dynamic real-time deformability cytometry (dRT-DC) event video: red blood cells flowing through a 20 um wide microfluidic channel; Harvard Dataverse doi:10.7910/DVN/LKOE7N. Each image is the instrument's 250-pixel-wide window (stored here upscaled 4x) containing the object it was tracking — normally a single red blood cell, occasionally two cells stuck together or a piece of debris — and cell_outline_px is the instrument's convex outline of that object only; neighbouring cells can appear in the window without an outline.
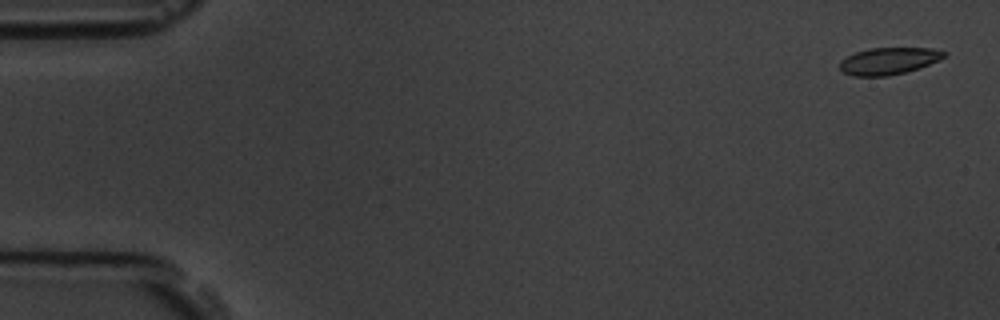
{"species": "common noctule bat (a hibernating species)", "species_latin": "Nyctalus noctula", "temperature_condition": "room temperature", "stored_images_in_passage": 4, "camera_frame_rate_fps": 3000, "um_per_image_px": 0.085, "animal": {"sex": "male", "body_mass_g": 19.5, "forearm_length_mm": 54.6}, "frame": {"image": 1, "passage_image": 1, "time_ms": 0.0, "image_size_px": [1000, 320], "cell_outline_px": [[944, 56], [940, 60], [920, 68], [888, 76], [852, 76], [844, 72], [840, 68], [840, 60], [856, 52], [868, 48], [932, 48], [944, 52]], "centroid_in_image_um": [75.52, 5.18], "position_along_channel_um": 9.5, "area_um2": 16.3}}